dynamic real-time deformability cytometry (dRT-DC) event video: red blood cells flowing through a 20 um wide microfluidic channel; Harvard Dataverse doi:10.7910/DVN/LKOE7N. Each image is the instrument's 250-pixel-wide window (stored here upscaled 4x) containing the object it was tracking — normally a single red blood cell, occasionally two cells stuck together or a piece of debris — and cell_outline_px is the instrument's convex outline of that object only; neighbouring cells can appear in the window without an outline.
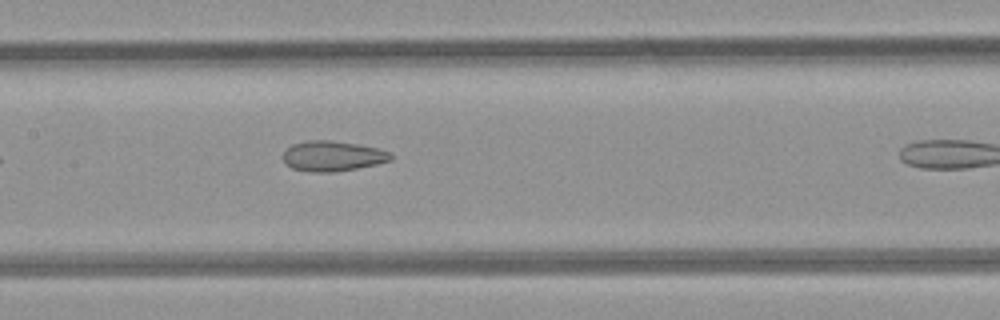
{"species": "common noctule bat (a hibernating species)", "species_latin": "Nyctalus noctula", "temperature_condition": "room temperature", "stored_images_in_passage": 5, "camera_frame_rate_fps": 3000, "um_per_image_px": 0.085, "animal": {"sex": "female", "body_mass_g": 21.9}, "frame": {"image": 1, "passage_image": 4, "time_ms": 3.667, "image_size_px": [1000, 320], "cell_outline_px": [[392, 160], [376, 164], [356, 168], [332, 172], [312, 172], [292, 168], [284, 164], [280, 156], [292, 144], [308, 140], [328, 140], [356, 144], [380, 148], [392, 152]], "centroid_in_image_um": [28.25, 13.26], "position_along_channel_um": 179.2, "area_um2": 19.13}}